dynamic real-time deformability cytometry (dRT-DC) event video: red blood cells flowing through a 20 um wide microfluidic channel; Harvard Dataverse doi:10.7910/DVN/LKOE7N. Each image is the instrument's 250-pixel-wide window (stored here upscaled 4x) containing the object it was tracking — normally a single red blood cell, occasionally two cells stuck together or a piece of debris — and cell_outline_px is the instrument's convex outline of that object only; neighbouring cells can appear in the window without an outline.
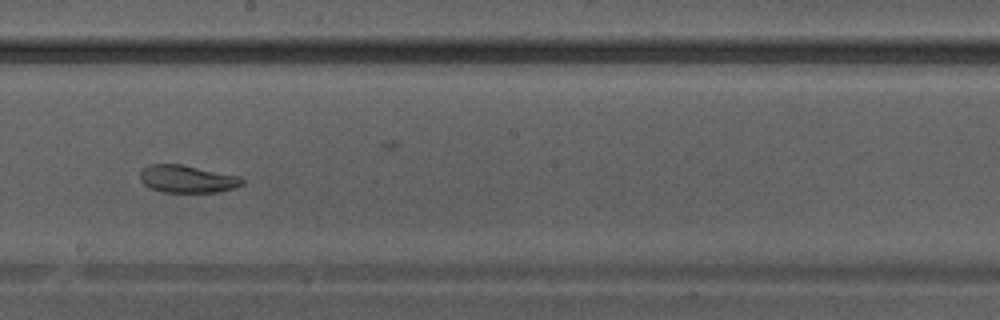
{"species": "Egyptian fruit bat (a non-hibernating species)", "species_latin": "Rousettus aegyptiacus", "temperature_condition": "warm", "stored_images_in_passage": 30, "camera_frame_rate_fps": 3000, "um_per_image_px": 0.085, "animal": {"sex": "male"}, "frame": {"image": 1, "passage_image": 13, "time_ms": 4.0, "image_size_px": [1000, 320], "cell_outline_px": [[244, 184], [220, 192], [160, 192], [144, 184], [140, 180], [140, 172], [148, 164], [180, 164], [240, 176], [244, 180]], "centroid_in_image_um": [15.91, 15.21], "position_along_channel_um": 232.3, "area_um2": 16.36}}